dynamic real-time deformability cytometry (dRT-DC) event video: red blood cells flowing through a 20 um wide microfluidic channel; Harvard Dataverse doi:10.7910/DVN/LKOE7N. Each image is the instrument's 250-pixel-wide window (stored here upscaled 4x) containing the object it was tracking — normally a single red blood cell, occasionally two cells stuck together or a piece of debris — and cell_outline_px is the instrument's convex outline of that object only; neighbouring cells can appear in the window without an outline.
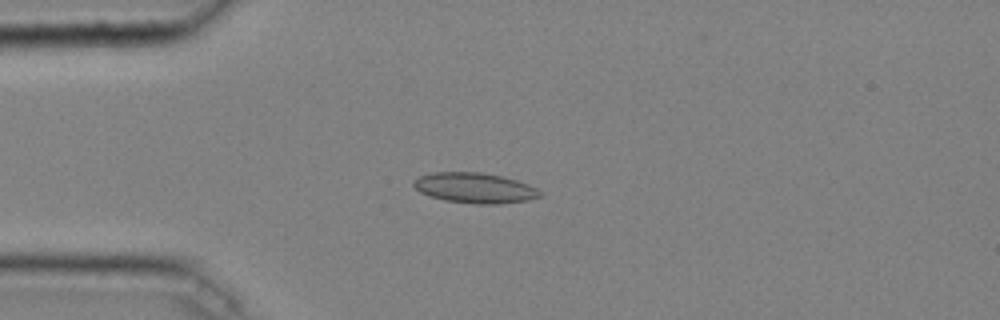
{"species": "common noctule bat (a hibernating species)", "species_latin": "Nyctalus noctula", "temperature_condition": "cold", "stored_images_in_passage": 46, "camera_frame_rate_fps": 3000, "um_per_image_px": 0.085, "animal": {"sex": "male", "body_mass_g": 20.4}, "frame": {"image": 1, "passage_image": 11, "time_ms": 3.333, "image_size_px": [1000, 320], "cell_outline_px": [[540, 196], [528, 200], [500, 204], [476, 204], [444, 200], [428, 196], [420, 192], [412, 184], [412, 180], [420, 176], [432, 172], [480, 172], [500, 176], [516, 180], [528, 184], [536, 188], [540, 192]], "centroid_in_image_um": [40.31, 15.97], "position_along_channel_um": 44.7, "area_um2": 22.31}}
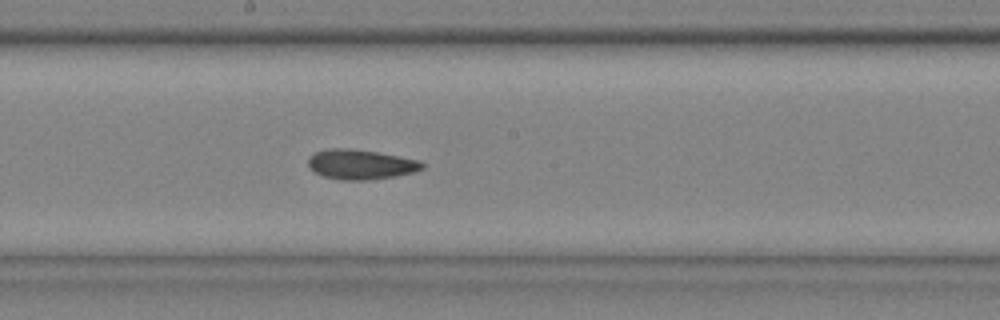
{"frame": {"image": 2, "passage_image": 25, "time_ms": 8.0, "image_size_px": [1000, 320], "cell_outline_px": [[424, 168], [416, 172], [368, 180], [340, 180], [324, 176], [308, 168], [308, 160], [316, 152], [328, 148], [348, 148], [376, 152], [420, 160], [424, 164]], "centroid_in_image_um": [30.67, 13.98], "position_along_channel_um": 217.5, "area_um2": 19.71}}
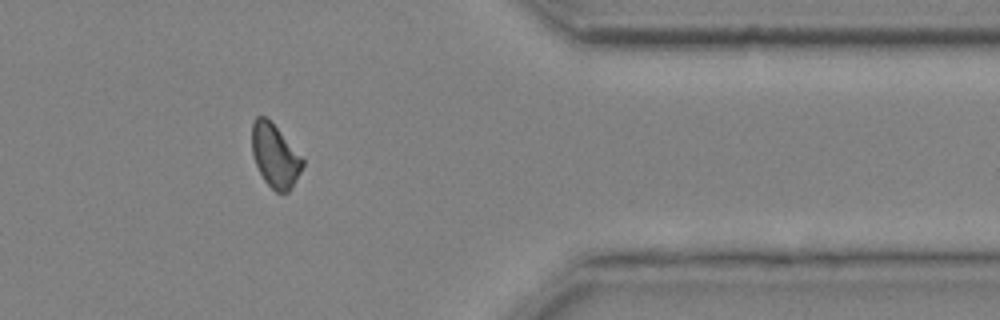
{"frame": {"image": 3, "passage_image": 39, "time_ms": 12.667, "image_size_px": [1000, 320], "cell_outline_px": [[304, 164], [300, 172], [288, 192], [276, 192], [264, 180], [256, 164], [252, 152], [252, 124], [256, 116], [264, 116], [276, 128], [304, 160]], "centroid_in_image_um": [23.35, 13.25], "position_along_channel_um": 388.0, "area_um2": 18.03}, "authors_computed_cell_mechanics": {"area_um2": 19.8832, "velocity_mm_per_s": 4.0534, "shape_relaxation_time_tau1_ms": null, "shape_relaxation_time_tau2_ms": 4.8494, "deformation_change_tau1": null, "deformation_change_tau2": 0.0746}}